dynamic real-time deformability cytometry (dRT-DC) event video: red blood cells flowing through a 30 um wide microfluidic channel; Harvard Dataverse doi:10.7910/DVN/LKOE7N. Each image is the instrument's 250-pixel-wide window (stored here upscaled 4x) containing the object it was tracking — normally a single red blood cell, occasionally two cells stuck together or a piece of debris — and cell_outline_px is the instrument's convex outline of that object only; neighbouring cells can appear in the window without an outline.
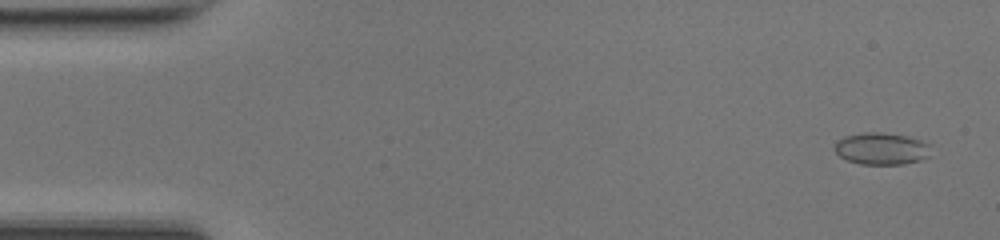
{"species": "common noctule bat (a hibernating species)", "species_latin": "Nyctalus noctula", "temperature_condition": "room temperature", "stored_images_in_passage": 50, "camera_frame_rate_fps": 3000, "um_per_image_px": 0.085, "animal": {"sex": "female", "body_mass_g": 17.0, "forearm_length_mm": 48.0}, "frame": {"image": 1, "passage_image": 3, "time_ms": 0.667, "image_size_px": [1000, 240], "cell_outline_px": [[932, 156], [920, 160], [904, 164], [860, 164], [848, 160], [840, 156], [836, 152], [836, 140], [844, 136], [864, 132], [884, 132], [904, 136], [920, 140], [928, 144]], "centroid_in_image_um": [74.94, 12.63], "position_along_channel_um": 10.1, "area_um2": 17.92}}
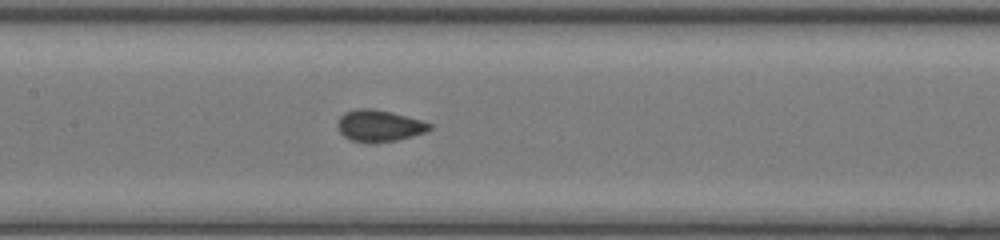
{"frame": {"image": 2, "passage_image": 24, "time_ms": 7.667, "image_size_px": [1000, 240], "cell_outline_px": [[432, 128], [424, 132], [412, 136], [396, 140], [372, 144], [364, 144], [352, 140], [344, 136], [340, 132], [336, 124], [340, 116], [344, 112], [360, 108], [372, 108], [392, 112], [420, 120], [432, 124]], "centroid_in_image_um": [32.19, 10.7], "position_along_channel_um": 175.2, "area_um2": 17.11}}
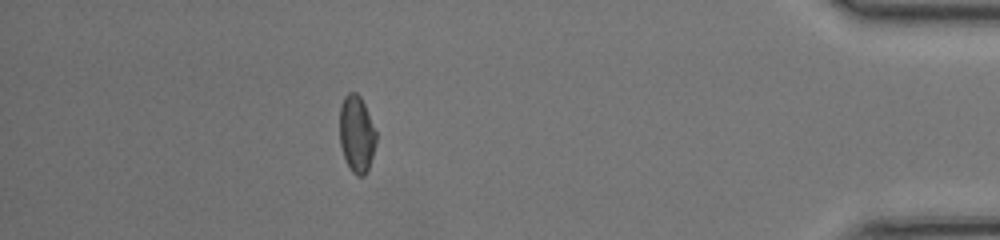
{"frame": {"image": 3, "passage_image": 44, "time_ms": 14.333, "image_size_px": [1000, 240], "cell_outline_px": [[376, 144], [368, 168], [364, 176], [356, 176], [352, 172], [344, 156], [340, 144], [340, 104], [344, 96], [348, 92], [356, 92], [360, 96], [364, 104], [376, 132]], "centroid_in_image_um": [30.3, 11.37], "position_along_channel_um": 404.9, "area_um2": 16.24}}